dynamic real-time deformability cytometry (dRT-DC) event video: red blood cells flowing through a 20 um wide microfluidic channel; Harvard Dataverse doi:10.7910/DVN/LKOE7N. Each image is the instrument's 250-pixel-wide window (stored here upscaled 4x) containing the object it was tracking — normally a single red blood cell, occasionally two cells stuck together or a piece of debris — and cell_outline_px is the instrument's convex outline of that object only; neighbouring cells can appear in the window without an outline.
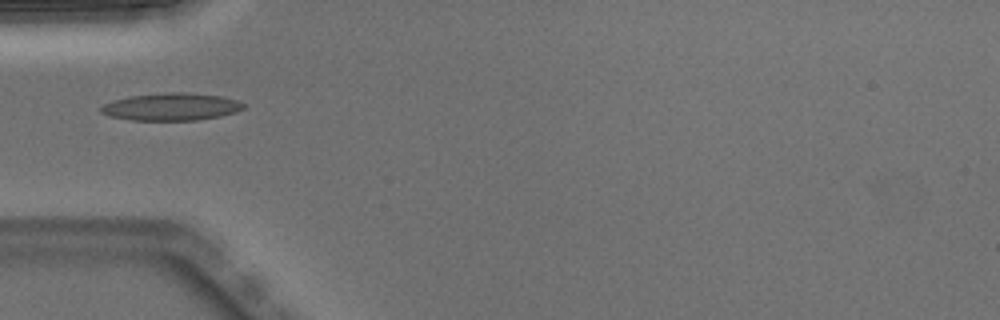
{"species": "Egyptian fruit bat (a non-hibernating species)", "species_latin": "Rousettus aegyptiacus", "temperature_condition": "warm", "stored_images_in_passage": 2, "camera_frame_rate_fps": 3000, "um_per_image_px": 0.085, "animal": {"sex": "male"}, "frame": {"image": 1, "passage_image": 1, "time_ms": 0.0, "image_size_px": [1000, 320], "cell_outline_px": [[244, 108], [236, 112], [220, 116], [196, 120], [132, 120], [108, 116], [100, 112], [100, 108], [104, 104], [112, 100], [132, 96], [164, 92], [184, 92], [220, 96], [236, 100], [244, 104]], "centroid_in_image_um": [14.53, 9.07], "position_along_channel_um": 70.5, "area_um2": 22.72}}